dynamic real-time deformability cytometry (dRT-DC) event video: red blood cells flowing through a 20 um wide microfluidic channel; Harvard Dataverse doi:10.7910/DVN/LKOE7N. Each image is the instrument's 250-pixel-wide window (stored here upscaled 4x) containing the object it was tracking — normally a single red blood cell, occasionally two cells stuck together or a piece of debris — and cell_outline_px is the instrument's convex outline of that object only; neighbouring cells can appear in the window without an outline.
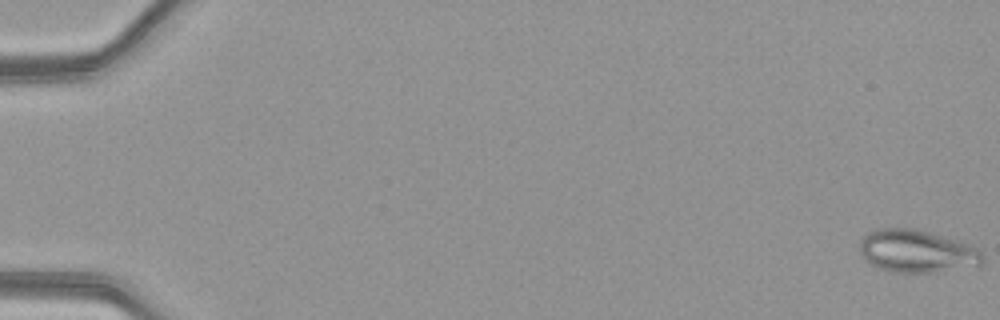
{"species": "common noctule bat (a hibernating species)", "species_latin": "Nyctalus noctula", "temperature_condition": "warm", "stored_images_in_passage": 18, "camera_frame_rate_fps": 3000, "um_per_image_px": 0.085, "animal": {"sex": "female", "body_mass_g": 21.9}, "frame": {"image": 1, "passage_image": 1, "time_ms": 0.0, "image_size_px": [1000, 320], "cell_outline_px": [[984, 256], [980, 264], [928, 272], [896, 272], [880, 268], [872, 264], [860, 252], [860, 240], [872, 228], [916, 228], [932, 232], [960, 240], [976, 248]], "centroid_in_image_um": [77.89, 21.3], "position_along_channel_um": 7.1, "area_um2": 30.17}}